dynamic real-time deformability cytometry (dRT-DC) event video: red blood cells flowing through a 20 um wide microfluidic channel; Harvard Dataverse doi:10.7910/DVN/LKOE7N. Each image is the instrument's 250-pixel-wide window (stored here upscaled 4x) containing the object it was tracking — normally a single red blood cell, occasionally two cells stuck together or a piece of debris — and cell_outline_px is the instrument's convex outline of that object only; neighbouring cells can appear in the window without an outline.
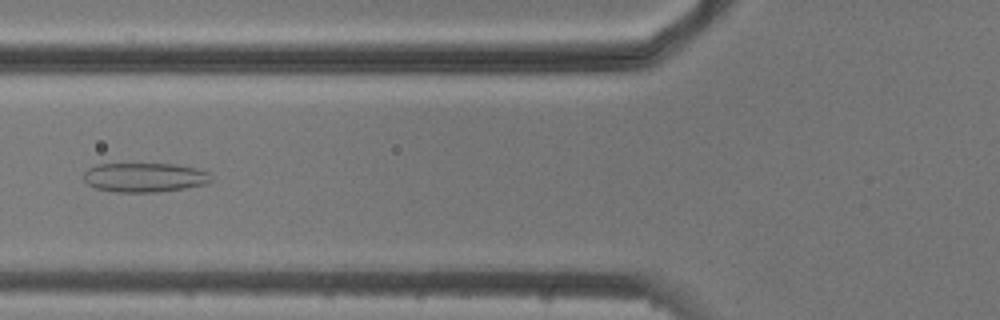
{"species": "common noctule bat (a hibernating species)", "species_latin": "Nyctalus noctula", "temperature_condition": "cold", "stored_images_in_passage": 7, "camera_frame_rate_fps": 3000, "um_per_image_px": 0.085, "animal": {"sex": "male", "body_mass_g": 20.5, "forearm_length_mm": 52.5}, "frame": {"image": 1, "passage_image": 6, "time_ms": 6.0, "image_size_px": [1000, 320], "cell_outline_px": [[212, 180], [204, 184], [184, 188], [156, 192], [116, 192], [96, 188], [88, 184], [84, 180], [84, 172], [88, 168], [96, 164], [172, 164], [196, 168], [208, 172]], "centroid_in_image_um": [12.26, 15.08], "position_along_channel_um": 113.5, "area_um2": 21.62}}